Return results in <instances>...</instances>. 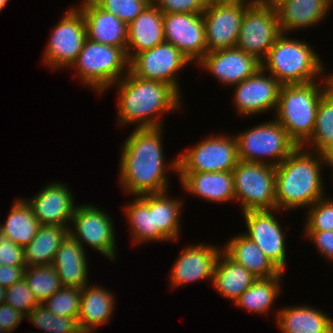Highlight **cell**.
Segmentation results:
<instances>
[{"instance_id":"cell-1","label":"cell","mask_w":333,"mask_h":333,"mask_svg":"<svg viewBox=\"0 0 333 333\" xmlns=\"http://www.w3.org/2000/svg\"><path fill=\"white\" fill-rule=\"evenodd\" d=\"M163 129L134 128L124 141L119 160L118 182L125 193L135 197L168 191L167 173H177L178 163L177 157L168 161L170 163L165 162Z\"/></svg>"},{"instance_id":"cell-2","label":"cell","mask_w":333,"mask_h":333,"mask_svg":"<svg viewBox=\"0 0 333 333\" xmlns=\"http://www.w3.org/2000/svg\"><path fill=\"white\" fill-rule=\"evenodd\" d=\"M115 84L118 86L117 120L121 127L133 123L135 128L163 127V115L182 107L181 95L171 85L141 79L130 70Z\"/></svg>"},{"instance_id":"cell-3","label":"cell","mask_w":333,"mask_h":333,"mask_svg":"<svg viewBox=\"0 0 333 333\" xmlns=\"http://www.w3.org/2000/svg\"><path fill=\"white\" fill-rule=\"evenodd\" d=\"M322 161L319 152L298 146L276 166V209L288 212L309 208L325 196L322 180Z\"/></svg>"},{"instance_id":"cell-4","label":"cell","mask_w":333,"mask_h":333,"mask_svg":"<svg viewBox=\"0 0 333 333\" xmlns=\"http://www.w3.org/2000/svg\"><path fill=\"white\" fill-rule=\"evenodd\" d=\"M281 33L261 62V67L281 85L320 81L325 64L307 41L287 37ZM319 78V80H317Z\"/></svg>"},{"instance_id":"cell-5","label":"cell","mask_w":333,"mask_h":333,"mask_svg":"<svg viewBox=\"0 0 333 333\" xmlns=\"http://www.w3.org/2000/svg\"><path fill=\"white\" fill-rule=\"evenodd\" d=\"M318 83L314 81L280 87L275 120L297 146H303L312 136L317 108L327 91L324 77Z\"/></svg>"},{"instance_id":"cell-6","label":"cell","mask_w":333,"mask_h":333,"mask_svg":"<svg viewBox=\"0 0 333 333\" xmlns=\"http://www.w3.org/2000/svg\"><path fill=\"white\" fill-rule=\"evenodd\" d=\"M86 87L102 93L113 88L129 72V59L121 47L101 44L88 38L77 60L70 67Z\"/></svg>"},{"instance_id":"cell-7","label":"cell","mask_w":333,"mask_h":333,"mask_svg":"<svg viewBox=\"0 0 333 333\" xmlns=\"http://www.w3.org/2000/svg\"><path fill=\"white\" fill-rule=\"evenodd\" d=\"M238 158L245 162L279 165L298 146L274 118L234 135Z\"/></svg>"},{"instance_id":"cell-8","label":"cell","mask_w":333,"mask_h":333,"mask_svg":"<svg viewBox=\"0 0 333 333\" xmlns=\"http://www.w3.org/2000/svg\"><path fill=\"white\" fill-rule=\"evenodd\" d=\"M232 175L235 201L242 213L276 209L275 166L239 160Z\"/></svg>"},{"instance_id":"cell-9","label":"cell","mask_w":333,"mask_h":333,"mask_svg":"<svg viewBox=\"0 0 333 333\" xmlns=\"http://www.w3.org/2000/svg\"><path fill=\"white\" fill-rule=\"evenodd\" d=\"M280 34L274 4L271 1L255 0L245 10L236 47L262 62Z\"/></svg>"},{"instance_id":"cell-10","label":"cell","mask_w":333,"mask_h":333,"mask_svg":"<svg viewBox=\"0 0 333 333\" xmlns=\"http://www.w3.org/2000/svg\"><path fill=\"white\" fill-rule=\"evenodd\" d=\"M239 162L237 142L233 135L206 136L177 157V172L232 171Z\"/></svg>"},{"instance_id":"cell-11","label":"cell","mask_w":333,"mask_h":333,"mask_svg":"<svg viewBox=\"0 0 333 333\" xmlns=\"http://www.w3.org/2000/svg\"><path fill=\"white\" fill-rule=\"evenodd\" d=\"M42 60L53 69L69 68L77 60L86 40L84 16L77 7H70L51 29Z\"/></svg>"},{"instance_id":"cell-12","label":"cell","mask_w":333,"mask_h":333,"mask_svg":"<svg viewBox=\"0 0 333 333\" xmlns=\"http://www.w3.org/2000/svg\"><path fill=\"white\" fill-rule=\"evenodd\" d=\"M255 0H209L202 15L207 52L236 47L245 10Z\"/></svg>"},{"instance_id":"cell-13","label":"cell","mask_w":333,"mask_h":333,"mask_svg":"<svg viewBox=\"0 0 333 333\" xmlns=\"http://www.w3.org/2000/svg\"><path fill=\"white\" fill-rule=\"evenodd\" d=\"M107 213L97 205H77L72 216L69 234L83 248L84 244H87L106 258L115 261L117 258L115 235L117 234L112 218Z\"/></svg>"},{"instance_id":"cell-14","label":"cell","mask_w":333,"mask_h":333,"mask_svg":"<svg viewBox=\"0 0 333 333\" xmlns=\"http://www.w3.org/2000/svg\"><path fill=\"white\" fill-rule=\"evenodd\" d=\"M190 63L191 61L178 48L165 41L152 49L137 53L129 61V70L141 79L156 80L171 85L181 95L177 75Z\"/></svg>"},{"instance_id":"cell-15","label":"cell","mask_w":333,"mask_h":333,"mask_svg":"<svg viewBox=\"0 0 333 333\" xmlns=\"http://www.w3.org/2000/svg\"><path fill=\"white\" fill-rule=\"evenodd\" d=\"M278 212L284 211L272 209L243 212L247 228L243 235L251 239L280 272H284L287 258L286 232H283L276 218Z\"/></svg>"},{"instance_id":"cell-16","label":"cell","mask_w":333,"mask_h":333,"mask_svg":"<svg viewBox=\"0 0 333 333\" xmlns=\"http://www.w3.org/2000/svg\"><path fill=\"white\" fill-rule=\"evenodd\" d=\"M233 102L238 115L244 118L256 114L274 113L281 84L260 67L252 76L233 86Z\"/></svg>"},{"instance_id":"cell-17","label":"cell","mask_w":333,"mask_h":333,"mask_svg":"<svg viewBox=\"0 0 333 333\" xmlns=\"http://www.w3.org/2000/svg\"><path fill=\"white\" fill-rule=\"evenodd\" d=\"M163 29L165 41L178 48L191 65L207 53L202 13H163Z\"/></svg>"},{"instance_id":"cell-18","label":"cell","mask_w":333,"mask_h":333,"mask_svg":"<svg viewBox=\"0 0 333 333\" xmlns=\"http://www.w3.org/2000/svg\"><path fill=\"white\" fill-rule=\"evenodd\" d=\"M222 248L214 244H189L180 251L170 272V288L189 283L208 280L212 282L213 272L218 255Z\"/></svg>"},{"instance_id":"cell-19","label":"cell","mask_w":333,"mask_h":333,"mask_svg":"<svg viewBox=\"0 0 333 333\" xmlns=\"http://www.w3.org/2000/svg\"><path fill=\"white\" fill-rule=\"evenodd\" d=\"M195 65L206 70L224 86H233L252 76L261 62L238 47L207 52Z\"/></svg>"},{"instance_id":"cell-20","label":"cell","mask_w":333,"mask_h":333,"mask_svg":"<svg viewBox=\"0 0 333 333\" xmlns=\"http://www.w3.org/2000/svg\"><path fill=\"white\" fill-rule=\"evenodd\" d=\"M30 205L40 225L67 226L72 220L75 205L73 193L62 182H49L31 199Z\"/></svg>"},{"instance_id":"cell-21","label":"cell","mask_w":333,"mask_h":333,"mask_svg":"<svg viewBox=\"0 0 333 333\" xmlns=\"http://www.w3.org/2000/svg\"><path fill=\"white\" fill-rule=\"evenodd\" d=\"M76 7L84 16L88 39L101 44L121 47L126 52L128 41V25L126 23L91 1L83 0L80 6Z\"/></svg>"},{"instance_id":"cell-22","label":"cell","mask_w":333,"mask_h":333,"mask_svg":"<svg viewBox=\"0 0 333 333\" xmlns=\"http://www.w3.org/2000/svg\"><path fill=\"white\" fill-rule=\"evenodd\" d=\"M283 34L316 26L327 16L333 0H272ZM289 32V33H288Z\"/></svg>"},{"instance_id":"cell-23","label":"cell","mask_w":333,"mask_h":333,"mask_svg":"<svg viewBox=\"0 0 333 333\" xmlns=\"http://www.w3.org/2000/svg\"><path fill=\"white\" fill-rule=\"evenodd\" d=\"M182 189L211 203L235 202L232 171L177 172Z\"/></svg>"},{"instance_id":"cell-24","label":"cell","mask_w":333,"mask_h":333,"mask_svg":"<svg viewBox=\"0 0 333 333\" xmlns=\"http://www.w3.org/2000/svg\"><path fill=\"white\" fill-rule=\"evenodd\" d=\"M165 42L163 13L151 2L130 24L126 55L129 61L139 52Z\"/></svg>"},{"instance_id":"cell-25","label":"cell","mask_w":333,"mask_h":333,"mask_svg":"<svg viewBox=\"0 0 333 333\" xmlns=\"http://www.w3.org/2000/svg\"><path fill=\"white\" fill-rule=\"evenodd\" d=\"M85 250L70 234L61 242L52 265L63 287L82 289L89 283L88 257Z\"/></svg>"},{"instance_id":"cell-26","label":"cell","mask_w":333,"mask_h":333,"mask_svg":"<svg viewBox=\"0 0 333 333\" xmlns=\"http://www.w3.org/2000/svg\"><path fill=\"white\" fill-rule=\"evenodd\" d=\"M82 288L78 325L82 333H93L98 327L109 322L115 309V295L102 285ZM96 285V286H95Z\"/></svg>"},{"instance_id":"cell-27","label":"cell","mask_w":333,"mask_h":333,"mask_svg":"<svg viewBox=\"0 0 333 333\" xmlns=\"http://www.w3.org/2000/svg\"><path fill=\"white\" fill-rule=\"evenodd\" d=\"M276 324L282 333H332L333 319L314 306L292 305L276 313Z\"/></svg>"},{"instance_id":"cell-28","label":"cell","mask_w":333,"mask_h":333,"mask_svg":"<svg viewBox=\"0 0 333 333\" xmlns=\"http://www.w3.org/2000/svg\"><path fill=\"white\" fill-rule=\"evenodd\" d=\"M123 210L130 225L133 245L170 241L159 228H155L154 194L137 196Z\"/></svg>"},{"instance_id":"cell-29","label":"cell","mask_w":333,"mask_h":333,"mask_svg":"<svg viewBox=\"0 0 333 333\" xmlns=\"http://www.w3.org/2000/svg\"><path fill=\"white\" fill-rule=\"evenodd\" d=\"M256 279V276L222 250L216 260L211 283L217 293L234 303Z\"/></svg>"},{"instance_id":"cell-30","label":"cell","mask_w":333,"mask_h":333,"mask_svg":"<svg viewBox=\"0 0 333 333\" xmlns=\"http://www.w3.org/2000/svg\"><path fill=\"white\" fill-rule=\"evenodd\" d=\"M222 250L257 278L274 277L280 273L264 252L242 233L229 239Z\"/></svg>"},{"instance_id":"cell-31","label":"cell","mask_w":333,"mask_h":333,"mask_svg":"<svg viewBox=\"0 0 333 333\" xmlns=\"http://www.w3.org/2000/svg\"><path fill=\"white\" fill-rule=\"evenodd\" d=\"M69 234L67 226L41 225L24 248L26 266L50 265L61 242Z\"/></svg>"},{"instance_id":"cell-32","label":"cell","mask_w":333,"mask_h":333,"mask_svg":"<svg viewBox=\"0 0 333 333\" xmlns=\"http://www.w3.org/2000/svg\"><path fill=\"white\" fill-rule=\"evenodd\" d=\"M284 272L274 277L257 278L254 283L245 290L233 304L238 308L245 309L260 315H268L274 302L281 294Z\"/></svg>"},{"instance_id":"cell-33","label":"cell","mask_w":333,"mask_h":333,"mask_svg":"<svg viewBox=\"0 0 333 333\" xmlns=\"http://www.w3.org/2000/svg\"><path fill=\"white\" fill-rule=\"evenodd\" d=\"M10 207L5 223L0 224L2 236L25 248L41 225L25 199H16Z\"/></svg>"},{"instance_id":"cell-34","label":"cell","mask_w":333,"mask_h":333,"mask_svg":"<svg viewBox=\"0 0 333 333\" xmlns=\"http://www.w3.org/2000/svg\"><path fill=\"white\" fill-rule=\"evenodd\" d=\"M168 191L154 194L155 228L170 240H178L181 232V211L183 200L169 196Z\"/></svg>"},{"instance_id":"cell-35","label":"cell","mask_w":333,"mask_h":333,"mask_svg":"<svg viewBox=\"0 0 333 333\" xmlns=\"http://www.w3.org/2000/svg\"><path fill=\"white\" fill-rule=\"evenodd\" d=\"M331 141H333V96L326 91L317 108L312 136L303 147L320 152Z\"/></svg>"},{"instance_id":"cell-36","label":"cell","mask_w":333,"mask_h":333,"mask_svg":"<svg viewBox=\"0 0 333 333\" xmlns=\"http://www.w3.org/2000/svg\"><path fill=\"white\" fill-rule=\"evenodd\" d=\"M24 279L39 303L50 298L63 287L52 264L26 266Z\"/></svg>"},{"instance_id":"cell-37","label":"cell","mask_w":333,"mask_h":333,"mask_svg":"<svg viewBox=\"0 0 333 333\" xmlns=\"http://www.w3.org/2000/svg\"><path fill=\"white\" fill-rule=\"evenodd\" d=\"M26 319L35 327L44 330V333H82L76 318L57 316L41 303L31 310Z\"/></svg>"},{"instance_id":"cell-38","label":"cell","mask_w":333,"mask_h":333,"mask_svg":"<svg viewBox=\"0 0 333 333\" xmlns=\"http://www.w3.org/2000/svg\"><path fill=\"white\" fill-rule=\"evenodd\" d=\"M82 289L62 287L41 304L51 313L61 316L79 318Z\"/></svg>"},{"instance_id":"cell-39","label":"cell","mask_w":333,"mask_h":333,"mask_svg":"<svg viewBox=\"0 0 333 333\" xmlns=\"http://www.w3.org/2000/svg\"><path fill=\"white\" fill-rule=\"evenodd\" d=\"M305 219L304 231H329L333 230V199L326 195L308 209Z\"/></svg>"},{"instance_id":"cell-40","label":"cell","mask_w":333,"mask_h":333,"mask_svg":"<svg viewBox=\"0 0 333 333\" xmlns=\"http://www.w3.org/2000/svg\"><path fill=\"white\" fill-rule=\"evenodd\" d=\"M151 2L152 0H99L96 4L128 25Z\"/></svg>"},{"instance_id":"cell-41","label":"cell","mask_w":333,"mask_h":333,"mask_svg":"<svg viewBox=\"0 0 333 333\" xmlns=\"http://www.w3.org/2000/svg\"><path fill=\"white\" fill-rule=\"evenodd\" d=\"M4 303L20 311L25 316H27L34 307L40 304L34 297V294L24 278L6 288Z\"/></svg>"},{"instance_id":"cell-42","label":"cell","mask_w":333,"mask_h":333,"mask_svg":"<svg viewBox=\"0 0 333 333\" xmlns=\"http://www.w3.org/2000/svg\"><path fill=\"white\" fill-rule=\"evenodd\" d=\"M209 0H152L162 13H203Z\"/></svg>"},{"instance_id":"cell-43","label":"cell","mask_w":333,"mask_h":333,"mask_svg":"<svg viewBox=\"0 0 333 333\" xmlns=\"http://www.w3.org/2000/svg\"><path fill=\"white\" fill-rule=\"evenodd\" d=\"M26 266L24 247L8 238L0 239V266Z\"/></svg>"},{"instance_id":"cell-44","label":"cell","mask_w":333,"mask_h":333,"mask_svg":"<svg viewBox=\"0 0 333 333\" xmlns=\"http://www.w3.org/2000/svg\"><path fill=\"white\" fill-rule=\"evenodd\" d=\"M304 236H307L315 248L328 261H333V230L329 231H305Z\"/></svg>"},{"instance_id":"cell-45","label":"cell","mask_w":333,"mask_h":333,"mask_svg":"<svg viewBox=\"0 0 333 333\" xmlns=\"http://www.w3.org/2000/svg\"><path fill=\"white\" fill-rule=\"evenodd\" d=\"M26 318L20 311L5 303L0 305V333H12Z\"/></svg>"},{"instance_id":"cell-46","label":"cell","mask_w":333,"mask_h":333,"mask_svg":"<svg viewBox=\"0 0 333 333\" xmlns=\"http://www.w3.org/2000/svg\"><path fill=\"white\" fill-rule=\"evenodd\" d=\"M26 266H0V286L8 288L24 278Z\"/></svg>"},{"instance_id":"cell-47","label":"cell","mask_w":333,"mask_h":333,"mask_svg":"<svg viewBox=\"0 0 333 333\" xmlns=\"http://www.w3.org/2000/svg\"><path fill=\"white\" fill-rule=\"evenodd\" d=\"M319 153L324 165H328L333 169V141L327 144Z\"/></svg>"},{"instance_id":"cell-48","label":"cell","mask_w":333,"mask_h":333,"mask_svg":"<svg viewBox=\"0 0 333 333\" xmlns=\"http://www.w3.org/2000/svg\"><path fill=\"white\" fill-rule=\"evenodd\" d=\"M327 92L333 96V74L324 75Z\"/></svg>"},{"instance_id":"cell-49","label":"cell","mask_w":333,"mask_h":333,"mask_svg":"<svg viewBox=\"0 0 333 333\" xmlns=\"http://www.w3.org/2000/svg\"><path fill=\"white\" fill-rule=\"evenodd\" d=\"M5 292L6 288L0 286V305L3 304L5 301Z\"/></svg>"},{"instance_id":"cell-50","label":"cell","mask_w":333,"mask_h":333,"mask_svg":"<svg viewBox=\"0 0 333 333\" xmlns=\"http://www.w3.org/2000/svg\"><path fill=\"white\" fill-rule=\"evenodd\" d=\"M9 0H0V12L6 7Z\"/></svg>"},{"instance_id":"cell-51","label":"cell","mask_w":333,"mask_h":333,"mask_svg":"<svg viewBox=\"0 0 333 333\" xmlns=\"http://www.w3.org/2000/svg\"><path fill=\"white\" fill-rule=\"evenodd\" d=\"M87 1H91V2L97 3L99 0H87Z\"/></svg>"},{"instance_id":"cell-52","label":"cell","mask_w":333,"mask_h":333,"mask_svg":"<svg viewBox=\"0 0 333 333\" xmlns=\"http://www.w3.org/2000/svg\"><path fill=\"white\" fill-rule=\"evenodd\" d=\"M1 237H2V232H1V225H0V239H1Z\"/></svg>"}]
</instances>
